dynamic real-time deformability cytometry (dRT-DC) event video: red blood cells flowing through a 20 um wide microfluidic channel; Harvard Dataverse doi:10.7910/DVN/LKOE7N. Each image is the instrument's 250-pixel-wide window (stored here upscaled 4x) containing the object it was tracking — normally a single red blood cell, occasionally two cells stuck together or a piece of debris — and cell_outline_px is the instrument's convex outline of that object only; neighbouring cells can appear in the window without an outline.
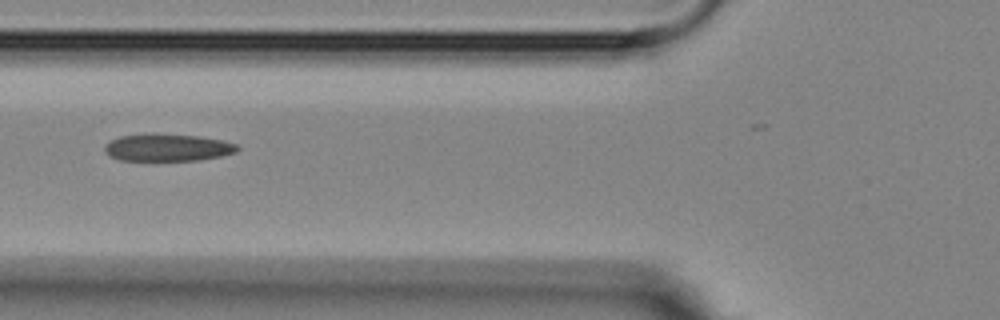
{"species": "Egyptian fruit bat (a non-hibernating species)", "species_latin": "Rousettus aegyptiacus", "temperature_condition": "room temperature", "stored_images_in_passage": 8, "camera_frame_rate_fps": 3000, "um_per_image_px": 0.085, "animal": {"sex": "female"}, "frame": {"image": 1, "passage_image": 3, "time_ms": 3.333, "image_size_px": [1000, 320], "cell_outline_px": [[240, 148], [236, 152], [220, 156], [200, 160], [120, 160], [104, 152], [104, 144], [120, 136], [152, 132], [196, 136], [220, 140], [236, 144]], "centroid_in_image_um": [14.21, 12.52], "position_along_channel_um": 111.6, "area_um2": 21.15}}
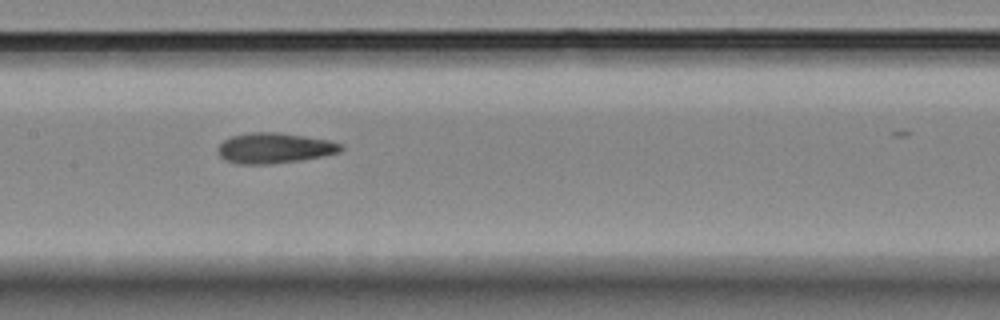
{"frame": {"image": 2, "passage_image": 5, "time_ms": 5.333, "image_size_px": [1000, 320], "cell_outline_px": [[344, 148], [340, 152], [300, 160], [268, 164], [236, 164], [224, 160], [220, 156], [220, 144], [224, 140], [232, 136], [252, 132], [280, 132], [328, 140], [344, 144]], "centroid_in_image_um": [23.35, 12.58], "position_along_channel_um": 184.1, "area_um2": 21.68}}
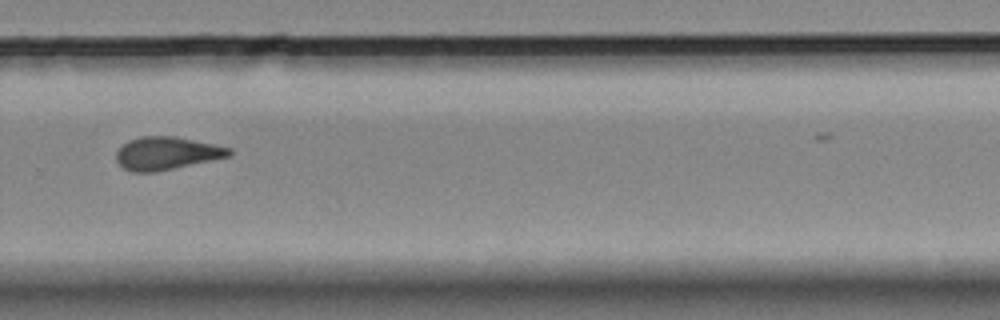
{"frame": {"image": 3, "passage_image": 8, "time_ms": 9.0, "image_size_px": [1000, 320], "cell_outline_px": [[232, 156], [156, 172], [132, 172], [124, 168], [116, 160], [116, 152], [128, 140], [140, 136], [176, 136], [216, 144], [232, 148]], "centroid_in_image_um": [14.2, 13.02], "position_along_channel_um": 315.6, "area_um2": 21.85}}